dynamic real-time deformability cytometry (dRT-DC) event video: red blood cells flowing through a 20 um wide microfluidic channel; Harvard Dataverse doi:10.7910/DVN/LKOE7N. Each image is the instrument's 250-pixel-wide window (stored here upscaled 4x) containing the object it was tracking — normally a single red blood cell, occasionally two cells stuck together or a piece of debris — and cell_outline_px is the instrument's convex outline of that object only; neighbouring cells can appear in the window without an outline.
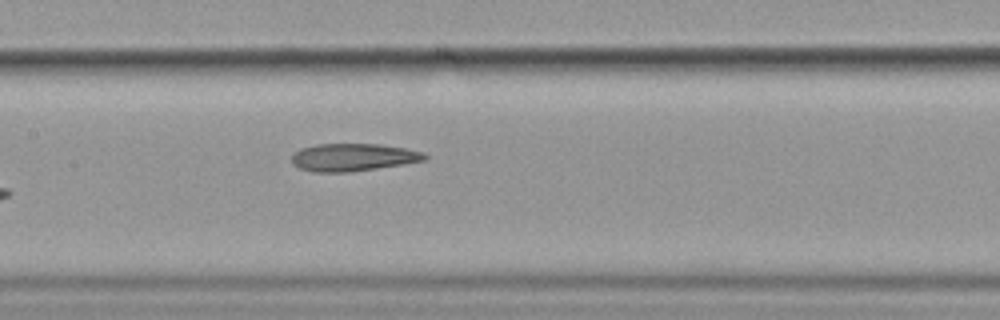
{"species": "common noctule bat (a hibernating species)", "species_latin": "Nyctalus noctula", "temperature_condition": "cold", "stored_images_in_passage": 10, "segment_of_instrument_passage": [1, 2], "camera_frame_rate_fps": 3000, "um_per_image_px": 0.085, "animal": {"sex": "female", "body_mass_g": 19.9}, "frame": {"image": 1, "passage_image": 9, "time_ms": 10.0, "image_size_px": [1000, 320], "cell_outline_px": [[428, 160], [404, 164], [348, 172], [312, 172], [300, 168], [292, 164], [292, 152], [300, 148], [316, 144], [380, 144], [404, 148], [424, 152], [428, 156]], "centroid_in_image_um": [30.0, 13.36], "position_along_channel_um": 177.4, "area_um2": 21.56}}